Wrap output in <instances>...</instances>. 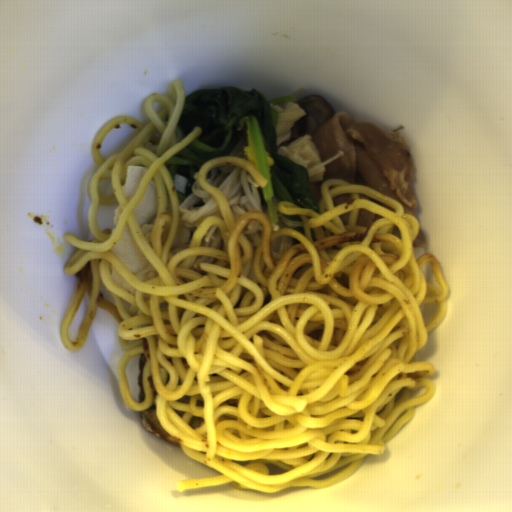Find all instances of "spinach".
<instances>
[{"label":"spinach","instance_id":"cb11ae35","mask_svg":"<svg viewBox=\"0 0 512 512\" xmlns=\"http://www.w3.org/2000/svg\"><path fill=\"white\" fill-rule=\"evenodd\" d=\"M294 95L266 98L263 92H246L237 86L200 89L185 96L181 114L174 129L177 142L185 139L196 127L201 133L164 164L175 181V174L187 178L185 192L176 190L178 206L192 193L194 173L203 164L223 157H238L252 163L267 180L259 186L261 210L265 212L275 232L291 228L305 237L304 226L287 227L282 217L303 221V216H285L278 209L281 201L320 214L314 200L307 167L293 163L279 154L277 125L279 112L270 104L278 105L294 100Z\"/></svg>","mask_w":512,"mask_h":512}]
</instances>
